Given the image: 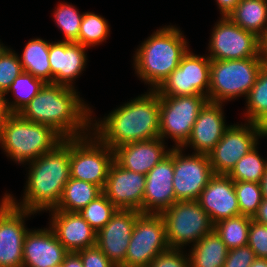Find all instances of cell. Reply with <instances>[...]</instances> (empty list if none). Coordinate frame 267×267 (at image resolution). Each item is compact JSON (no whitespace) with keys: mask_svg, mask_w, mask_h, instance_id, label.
Listing matches in <instances>:
<instances>
[{"mask_svg":"<svg viewBox=\"0 0 267 267\" xmlns=\"http://www.w3.org/2000/svg\"><path fill=\"white\" fill-rule=\"evenodd\" d=\"M266 137L267 130L248 121L245 125H229L215 148L208 153L214 174L228 175L236 163L258 144V138Z\"/></svg>","mask_w":267,"mask_h":267,"instance_id":"cell-11","label":"cell"},{"mask_svg":"<svg viewBox=\"0 0 267 267\" xmlns=\"http://www.w3.org/2000/svg\"><path fill=\"white\" fill-rule=\"evenodd\" d=\"M197 202L213 224L240 215L234 181L224 174H214L201 192Z\"/></svg>","mask_w":267,"mask_h":267,"instance_id":"cell-19","label":"cell"},{"mask_svg":"<svg viewBox=\"0 0 267 267\" xmlns=\"http://www.w3.org/2000/svg\"><path fill=\"white\" fill-rule=\"evenodd\" d=\"M63 139L51 126L26 120L19 113H8L0 132L1 147L19 164L46 154Z\"/></svg>","mask_w":267,"mask_h":267,"instance_id":"cell-5","label":"cell"},{"mask_svg":"<svg viewBox=\"0 0 267 267\" xmlns=\"http://www.w3.org/2000/svg\"><path fill=\"white\" fill-rule=\"evenodd\" d=\"M215 24L209 42L210 60H236L260 55V40L254 33L245 31L228 16Z\"/></svg>","mask_w":267,"mask_h":267,"instance_id":"cell-13","label":"cell"},{"mask_svg":"<svg viewBox=\"0 0 267 267\" xmlns=\"http://www.w3.org/2000/svg\"><path fill=\"white\" fill-rule=\"evenodd\" d=\"M192 245L190 267H223L228 248L215 230Z\"/></svg>","mask_w":267,"mask_h":267,"instance_id":"cell-26","label":"cell"},{"mask_svg":"<svg viewBox=\"0 0 267 267\" xmlns=\"http://www.w3.org/2000/svg\"><path fill=\"white\" fill-rule=\"evenodd\" d=\"M173 148L146 174L143 213L161 214L175 202Z\"/></svg>","mask_w":267,"mask_h":267,"instance_id":"cell-18","label":"cell"},{"mask_svg":"<svg viewBox=\"0 0 267 267\" xmlns=\"http://www.w3.org/2000/svg\"><path fill=\"white\" fill-rule=\"evenodd\" d=\"M260 40V56L264 61V64L267 65V28L259 38Z\"/></svg>","mask_w":267,"mask_h":267,"instance_id":"cell-45","label":"cell"},{"mask_svg":"<svg viewBox=\"0 0 267 267\" xmlns=\"http://www.w3.org/2000/svg\"><path fill=\"white\" fill-rule=\"evenodd\" d=\"M240 0H216L222 16H227Z\"/></svg>","mask_w":267,"mask_h":267,"instance_id":"cell-44","label":"cell"},{"mask_svg":"<svg viewBox=\"0 0 267 267\" xmlns=\"http://www.w3.org/2000/svg\"><path fill=\"white\" fill-rule=\"evenodd\" d=\"M169 249L165 221L161 214L141 213L120 267H149L151 261Z\"/></svg>","mask_w":267,"mask_h":267,"instance_id":"cell-9","label":"cell"},{"mask_svg":"<svg viewBox=\"0 0 267 267\" xmlns=\"http://www.w3.org/2000/svg\"><path fill=\"white\" fill-rule=\"evenodd\" d=\"M263 66L260 55L236 60H211L208 101L223 104L235 97H247Z\"/></svg>","mask_w":267,"mask_h":267,"instance_id":"cell-6","label":"cell"},{"mask_svg":"<svg viewBox=\"0 0 267 267\" xmlns=\"http://www.w3.org/2000/svg\"><path fill=\"white\" fill-rule=\"evenodd\" d=\"M6 49H7L6 46H3L2 44H0V56Z\"/></svg>","mask_w":267,"mask_h":267,"instance_id":"cell-49","label":"cell"},{"mask_svg":"<svg viewBox=\"0 0 267 267\" xmlns=\"http://www.w3.org/2000/svg\"><path fill=\"white\" fill-rule=\"evenodd\" d=\"M54 267H63V265H62V264H60V265H57V266H54Z\"/></svg>","mask_w":267,"mask_h":267,"instance_id":"cell-50","label":"cell"},{"mask_svg":"<svg viewBox=\"0 0 267 267\" xmlns=\"http://www.w3.org/2000/svg\"><path fill=\"white\" fill-rule=\"evenodd\" d=\"M250 267H267V259L256 258Z\"/></svg>","mask_w":267,"mask_h":267,"instance_id":"cell-48","label":"cell"},{"mask_svg":"<svg viewBox=\"0 0 267 267\" xmlns=\"http://www.w3.org/2000/svg\"><path fill=\"white\" fill-rule=\"evenodd\" d=\"M252 217L237 215L214 224V230L228 250L247 246Z\"/></svg>","mask_w":267,"mask_h":267,"instance_id":"cell-31","label":"cell"},{"mask_svg":"<svg viewBox=\"0 0 267 267\" xmlns=\"http://www.w3.org/2000/svg\"><path fill=\"white\" fill-rule=\"evenodd\" d=\"M116 211L115 205L102 193L78 213L98 232L111 220Z\"/></svg>","mask_w":267,"mask_h":267,"instance_id":"cell-34","label":"cell"},{"mask_svg":"<svg viewBox=\"0 0 267 267\" xmlns=\"http://www.w3.org/2000/svg\"><path fill=\"white\" fill-rule=\"evenodd\" d=\"M68 253L51 227L28 230L23 242L22 267H54L62 264Z\"/></svg>","mask_w":267,"mask_h":267,"instance_id":"cell-20","label":"cell"},{"mask_svg":"<svg viewBox=\"0 0 267 267\" xmlns=\"http://www.w3.org/2000/svg\"><path fill=\"white\" fill-rule=\"evenodd\" d=\"M183 148L173 146V187L176 201H197L214 175L207 154H182Z\"/></svg>","mask_w":267,"mask_h":267,"instance_id":"cell-14","label":"cell"},{"mask_svg":"<svg viewBox=\"0 0 267 267\" xmlns=\"http://www.w3.org/2000/svg\"><path fill=\"white\" fill-rule=\"evenodd\" d=\"M50 227L68 252H77L96 245L97 232L78 212L49 210Z\"/></svg>","mask_w":267,"mask_h":267,"instance_id":"cell-23","label":"cell"},{"mask_svg":"<svg viewBox=\"0 0 267 267\" xmlns=\"http://www.w3.org/2000/svg\"><path fill=\"white\" fill-rule=\"evenodd\" d=\"M162 138L131 142L114 149V160L123 168L146 175L169 155Z\"/></svg>","mask_w":267,"mask_h":267,"instance_id":"cell-24","label":"cell"},{"mask_svg":"<svg viewBox=\"0 0 267 267\" xmlns=\"http://www.w3.org/2000/svg\"><path fill=\"white\" fill-rule=\"evenodd\" d=\"M93 135V138L88 133L69 138L70 177L90 182L103 190L114 161V150Z\"/></svg>","mask_w":267,"mask_h":267,"instance_id":"cell-7","label":"cell"},{"mask_svg":"<svg viewBox=\"0 0 267 267\" xmlns=\"http://www.w3.org/2000/svg\"><path fill=\"white\" fill-rule=\"evenodd\" d=\"M77 93L72 87L45 83L19 114L31 122L51 126L64 139L85 136L91 127L92 111Z\"/></svg>","mask_w":267,"mask_h":267,"instance_id":"cell-1","label":"cell"},{"mask_svg":"<svg viewBox=\"0 0 267 267\" xmlns=\"http://www.w3.org/2000/svg\"><path fill=\"white\" fill-rule=\"evenodd\" d=\"M109 27L102 16L85 12L80 25L78 43L87 48L102 43L109 36Z\"/></svg>","mask_w":267,"mask_h":267,"instance_id":"cell-33","label":"cell"},{"mask_svg":"<svg viewBox=\"0 0 267 267\" xmlns=\"http://www.w3.org/2000/svg\"><path fill=\"white\" fill-rule=\"evenodd\" d=\"M252 219L258 223L267 225V199H262L258 211Z\"/></svg>","mask_w":267,"mask_h":267,"instance_id":"cell-43","label":"cell"},{"mask_svg":"<svg viewBox=\"0 0 267 267\" xmlns=\"http://www.w3.org/2000/svg\"><path fill=\"white\" fill-rule=\"evenodd\" d=\"M261 190H262V195L263 198L267 199V168L265 175L262 178V181L260 182Z\"/></svg>","mask_w":267,"mask_h":267,"instance_id":"cell-47","label":"cell"},{"mask_svg":"<svg viewBox=\"0 0 267 267\" xmlns=\"http://www.w3.org/2000/svg\"><path fill=\"white\" fill-rule=\"evenodd\" d=\"M161 215L169 248L181 249L188 243L196 244L214 230L211 218L197 201H176Z\"/></svg>","mask_w":267,"mask_h":267,"instance_id":"cell-8","label":"cell"},{"mask_svg":"<svg viewBox=\"0 0 267 267\" xmlns=\"http://www.w3.org/2000/svg\"><path fill=\"white\" fill-rule=\"evenodd\" d=\"M44 84L41 79L35 78L32 74L26 72L21 73L3 95L7 113H20L38 94ZM9 92H13L15 95L13 102H9L5 98Z\"/></svg>","mask_w":267,"mask_h":267,"instance_id":"cell-29","label":"cell"},{"mask_svg":"<svg viewBox=\"0 0 267 267\" xmlns=\"http://www.w3.org/2000/svg\"><path fill=\"white\" fill-rule=\"evenodd\" d=\"M50 42L36 38L26 44L19 61L23 71L41 79L44 83H51V67L49 62Z\"/></svg>","mask_w":267,"mask_h":267,"instance_id":"cell-27","label":"cell"},{"mask_svg":"<svg viewBox=\"0 0 267 267\" xmlns=\"http://www.w3.org/2000/svg\"><path fill=\"white\" fill-rule=\"evenodd\" d=\"M83 263V267H117L97 247V245L76 252Z\"/></svg>","mask_w":267,"mask_h":267,"instance_id":"cell-41","label":"cell"},{"mask_svg":"<svg viewBox=\"0 0 267 267\" xmlns=\"http://www.w3.org/2000/svg\"><path fill=\"white\" fill-rule=\"evenodd\" d=\"M257 145L245 154L231 170L228 176L233 181L260 183L265 175L267 160L260 157Z\"/></svg>","mask_w":267,"mask_h":267,"instance_id":"cell-32","label":"cell"},{"mask_svg":"<svg viewBox=\"0 0 267 267\" xmlns=\"http://www.w3.org/2000/svg\"><path fill=\"white\" fill-rule=\"evenodd\" d=\"M182 32L174 27H163L154 32L137 49L134 68L145 84L156 90L178 67L182 56L189 50Z\"/></svg>","mask_w":267,"mask_h":267,"instance_id":"cell-4","label":"cell"},{"mask_svg":"<svg viewBox=\"0 0 267 267\" xmlns=\"http://www.w3.org/2000/svg\"><path fill=\"white\" fill-rule=\"evenodd\" d=\"M247 121L262 125L267 130V65L261 68L247 97Z\"/></svg>","mask_w":267,"mask_h":267,"instance_id":"cell-30","label":"cell"},{"mask_svg":"<svg viewBox=\"0 0 267 267\" xmlns=\"http://www.w3.org/2000/svg\"><path fill=\"white\" fill-rule=\"evenodd\" d=\"M29 163L23 201L17 203L8 193L4 196L14 206L30 212L55 209L70 178L69 138Z\"/></svg>","mask_w":267,"mask_h":267,"instance_id":"cell-3","label":"cell"},{"mask_svg":"<svg viewBox=\"0 0 267 267\" xmlns=\"http://www.w3.org/2000/svg\"><path fill=\"white\" fill-rule=\"evenodd\" d=\"M234 188L240 214L253 218L263 199L260 183L234 181Z\"/></svg>","mask_w":267,"mask_h":267,"instance_id":"cell-36","label":"cell"},{"mask_svg":"<svg viewBox=\"0 0 267 267\" xmlns=\"http://www.w3.org/2000/svg\"><path fill=\"white\" fill-rule=\"evenodd\" d=\"M256 258L267 259V225L251 220L248 244Z\"/></svg>","mask_w":267,"mask_h":267,"instance_id":"cell-38","label":"cell"},{"mask_svg":"<svg viewBox=\"0 0 267 267\" xmlns=\"http://www.w3.org/2000/svg\"><path fill=\"white\" fill-rule=\"evenodd\" d=\"M94 133L112 150L137 141L160 137V97L156 90L138 96L93 124Z\"/></svg>","mask_w":267,"mask_h":267,"instance_id":"cell-2","label":"cell"},{"mask_svg":"<svg viewBox=\"0 0 267 267\" xmlns=\"http://www.w3.org/2000/svg\"><path fill=\"white\" fill-rule=\"evenodd\" d=\"M0 202V267H22L23 242L28 232L25 217L35 214L14 206L5 196Z\"/></svg>","mask_w":267,"mask_h":267,"instance_id":"cell-15","label":"cell"},{"mask_svg":"<svg viewBox=\"0 0 267 267\" xmlns=\"http://www.w3.org/2000/svg\"><path fill=\"white\" fill-rule=\"evenodd\" d=\"M208 102L204 95L160 97L159 136H170L181 148L189 139L200 110Z\"/></svg>","mask_w":267,"mask_h":267,"instance_id":"cell-10","label":"cell"},{"mask_svg":"<svg viewBox=\"0 0 267 267\" xmlns=\"http://www.w3.org/2000/svg\"><path fill=\"white\" fill-rule=\"evenodd\" d=\"M84 13L80 12L67 3H60V5L54 10V18L56 25L64 33L65 42H76L78 43L80 25Z\"/></svg>","mask_w":267,"mask_h":267,"instance_id":"cell-35","label":"cell"},{"mask_svg":"<svg viewBox=\"0 0 267 267\" xmlns=\"http://www.w3.org/2000/svg\"><path fill=\"white\" fill-rule=\"evenodd\" d=\"M146 175L129 171L115 160L109 168L103 194L121 210L143 213Z\"/></svg>","mask_w":267,"mask_h":267,"instance_id":"cell-16","label":"cell"},{"mask_svg":"<svg viewBox=\"0 0 267 267\" xmlns=\"http://www.w3.org/2000/svg\"><path fill=\"white\" fill-rule=\"evenodd\" d=\"M211 60L189 50L178 67L156 89L159 97L204 95L208 98Z\"/></svg>","mask_w":267,"mask_h":267,"instance_id":"cell-12","label":"cell"},{"mask_svg":"<svg viewBox=\"0 0 267 267\" xmlns=\"http://www.w3.org/2000/svg\"><path fill=\"white\" fill-rule=\"evenodd\" d=\"M149 267H190L189 255L186 257L180 249L169 248L156 256Z\"/></svg>","mask_w":267,"mask_h":267,"instance_id":"cell-39","label":"cell"},{"mask_svg":"<svg viewBox=\"0 0 267 267\" xmlns=\"http://www.w3.org/2000/svg\"><path fill=\"white\" fill-rule=\"evenodd\" d=\"M227 16L260 38L267 28V0H240Z\"/></svg>","mask_w":267,"mask_h":267,"instance_id":"cell-25","label":"cell"},{"mask_svg":"<svg viewBox=\"0 0 267 267\" xmlns=\"http://www.w3.org/2000/svg\"><path fill=\"white\" fill-rule=\"evenodd\" d=\"M140 214V211L117 209L111 220L97 232V247L117 267L125 262L131 235Z\"/></svg>","mask_w":267,"mask_h":267,"instance_id":"cell-17","label":"cell"},{"mask_svg":"<svg viewBox=\"0 0 267 267\" xmlns=\"http://www.w3.org/2000/svg\"><path fill=\"white\" fill-rule=\"evenodd\" d=\"M7 110L5 107V102H4V96L0 94V132H1V127L3 125L4 119L7 116Z\"/></svg>","mask_w":267,"mask_h":267,"instance_id":"cell-46","label":"cell"},{"mask_svg":"<svg viewBox=\"0 0 267 267\" xmlns=\"http://www.w3.org/2000/svg\"><path fill=\"white\" fill-rule=\"evenodd\" d=\"M23 72L19 56L7 48L0 56V94L4 95Z\"/></svg>","mask_w":267,"mask_h":267,"instance_id":"cell-37","label":"cell"},{"mask_svg":"<svg viewBox=\"0 0 267 267\" xmlns=\"http://www.w3.org/2000/svg\"><path fill=\"white\" fill-rule=\"evenodd\" d=\"M224 118L222 103L208 101L200 110L191 135L181 148L191 145L196 153L208 155L229 127Z\"/></svg>","mask_w":267,"mask_h":267,"instance_id":"cell-21","label":"cell"},{"mask_svg":"<svg viewBox=\"0 0 267 267\" xmlns=\"http://www.w3.org/2000/svg\"><path fill=\"white\" fill-rule=\"evenodd\" d=\"M256 259L254 251L247 245L228 250L223 267H250Z\"/></svg>","mask_w":267,"mask_h":267,"instance_id":"cell-40","label":"cell"},{"mask_svg":"<svg viewBox=\"0 0 267 267\" xmlns=\"http://www.w3.org/2000/svg\"><path fill=\"white\" fill-rule=\"evenodd\" d=\"M102 193L103 190L99 186L70 177L59 204L52 210L79 212Z\"/></svg>","mask_w":267,"mask_h":267,"instance_id":"cell-28","label":"cell"},{"mask_svg":"<svg viewBox=\"0 0 267 267\" xmlns=\"http://www.w3.org/2000/svg\"><path fill=\"white\" fill-rule=\"evenodd\" d=\"M87 47L76 42H52L49 46L51 83L73 87L72 82L84 71Z\"/></svg>","mask_w":267,"mask_h":267,"instance_id":"cell-22","label":"cell"},{"mask_svg":"<svg viewBox=\"0 0 267 267\" xmlns=\"http://www.w3.org/2000/svg\"><path fill=\"white\" fill-rule=\"evenodd\" d=\"M63 267H83L82 260L76 252H69L62 263Z\"/></svg>","mask_w":267,"mask_h":267,"instance_id":"cell-42","label":"cell"}]
</instances>
